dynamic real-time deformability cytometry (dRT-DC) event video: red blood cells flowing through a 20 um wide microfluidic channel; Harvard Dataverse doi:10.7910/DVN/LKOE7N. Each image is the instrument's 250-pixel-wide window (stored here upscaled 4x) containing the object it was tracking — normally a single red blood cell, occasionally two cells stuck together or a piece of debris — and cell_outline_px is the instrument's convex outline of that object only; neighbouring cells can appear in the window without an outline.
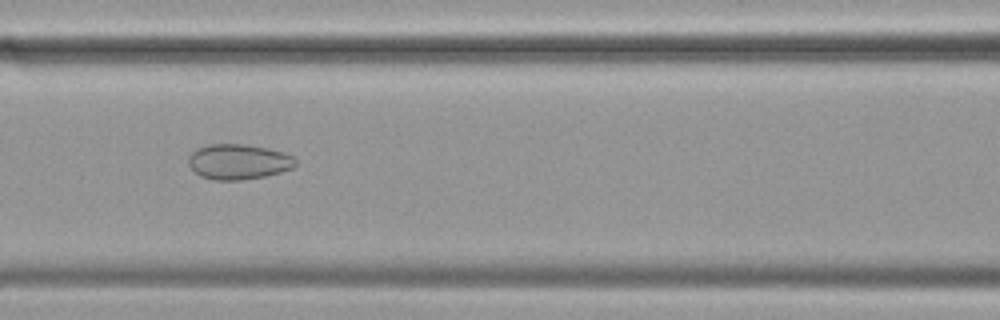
{"species": "common noctule bat (a hibernating species)", "species_latin": "Nyctalus noctula", "temperature_condition": "cold", "stored_images_in_passage": 51, "camera_frame_rate_fps": 3000, "um_per_image_px": 0.085, "animal": {"sex": "female", "body_mass_g": 19.9}, "frame": {"image": 1, "passage_image": 19, "time_ms": 6.0, "image_size_px": [1000, 320], "cell_outline_px": [[296, 164], [292, 168], [280, 172], [264, 176], [240, 180], [216, 180], [200, 176], [188, 164], [188, 156], [196, 148], [208, 144], [244, 144], [268, 148], [284, 152], [292, 156], [296, 160]], "centroid_in_image_um": [20.25, 13.73], "position_along_channel_um": 146.3, "area_um2": 22.02}}
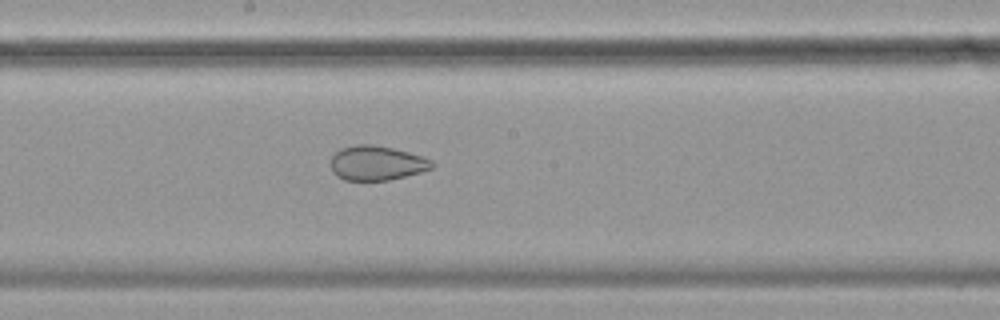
{"frame": {"image": 2, "passage_image": 25, "time_ms": 8.0, "image_size_px": [1000, 320], "cell_outline_px": [[432, 168], [420, 172], [388, 180], [344, 180], [336, 176], [332, 172], [332, 156], [340, 148], [356, 144], [372, 144], [392, 148], [408, 152], [432, 160]], "centroid_in_image_um": [31.98, 13.85], "position_along_channel_um": 216.2, "area_um2": 20.17}}
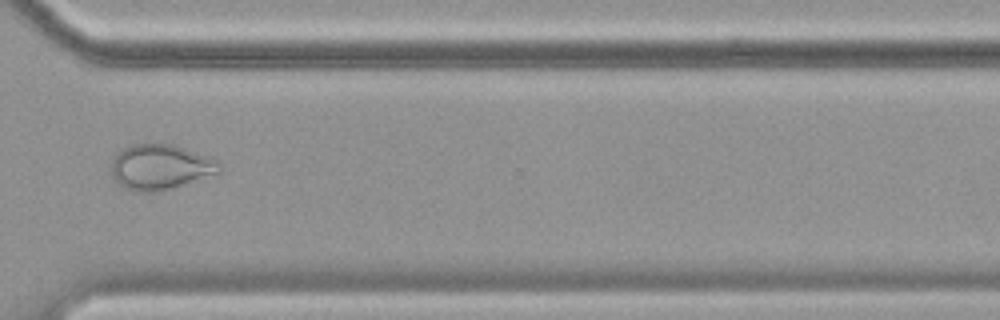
{"frame": {"image": 3, "passage_image": 37, "time_ms": 12.0, "image_size_px": [1000, 320], "cell_outline_px": [[220, 172], [168, 188], [152, 192], [136, 192], [120, 188], [116, 184], [108, 172], [112, 160], [116, 152], [120, 148], [132, 144], [172, 144], [212, 156], [220, 164]], "centroid_in_image_um": [13.52, 14.18], "position_along_channel_um": 357.1, "area_um2": 28.9}, "authors_computed_cell_mechanics": {"area_um2": 28.8422, "velocity_mm_per_s": 3.5221, "shape_relaxation_time_tau1_ms": null, "shape_relaxation_time_tau2_ms": 1.7019, "deformation_change_tau1": null, "deformation_change_tau2": 0.0687}}